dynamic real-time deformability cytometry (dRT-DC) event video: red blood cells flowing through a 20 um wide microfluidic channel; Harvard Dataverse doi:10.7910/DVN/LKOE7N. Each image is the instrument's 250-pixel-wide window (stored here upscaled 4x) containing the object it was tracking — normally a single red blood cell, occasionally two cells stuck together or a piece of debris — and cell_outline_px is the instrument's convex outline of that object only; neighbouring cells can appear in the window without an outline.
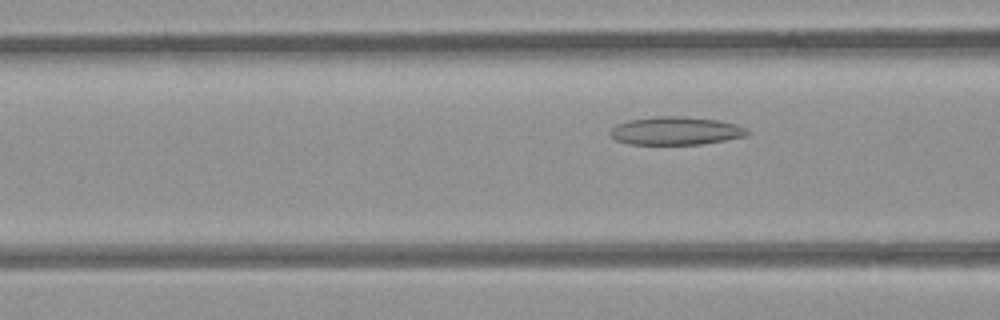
{"species": "common noctule bat (a hibernating species)", "species_latin": "Nyctalus noctula", "temperature_condition": "room temperature", "stored_images_in_passage": 3, "camera_frame_rate_fps": 3000, "um_per_image_px": 0.085, "animal": {"sex": "female", "body_mass_g": 21.9}, "frame": {"image": 1, "passage_image": 3, "time_ms": 3.333, "image_size_px": [1000, 320], "cell_outline_px": [[748, 136], [704, 144], [628, 144], [616, 140], [608, 132], [616, 124], [628, 120], [656, 116], [684, 116], [716, 120], [736, 124], [744, 128], [748, 132]], "centroid_in_image_um": [57.42, 11.12], "position_along_channel_um": 109.2, "area_um2": 22.48}}